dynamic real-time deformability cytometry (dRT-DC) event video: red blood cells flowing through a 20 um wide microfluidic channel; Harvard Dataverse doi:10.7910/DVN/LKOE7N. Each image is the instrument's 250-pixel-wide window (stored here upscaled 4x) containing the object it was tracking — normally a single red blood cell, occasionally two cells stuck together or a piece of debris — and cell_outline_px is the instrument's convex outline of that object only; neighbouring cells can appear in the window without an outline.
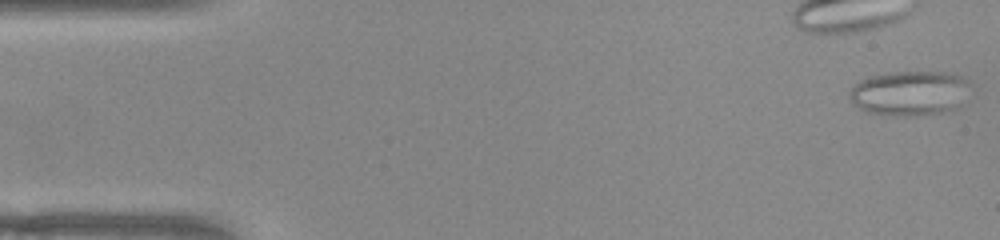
{"species": "common noctule bat (a hibernating species)", "species_latin": "Nyctalus noctula", "temperature_condition": "warm", "stored_images_in_passage": 49, "camera_frame_rate_fps": 3000, "um_per_image_px": 0.085, "animal": {"sex": "female", "body_mass_g": 22.0, "forearm_length_mm": 56.7}, "frame": {"image": 1, "passage_image": 1, "time_ms": 0.0, "image_size_px": [1000, 240], "cell_outline_px": [[968, 84], [960, 104], [956, 108], [944, 112], [916, 116], [888, 116], [864, 112], [852, 104], [848, 96], [848, 92], [860, 80], [868, 76], [888, 72], [952, 72], [964, 76], [968, 80]], "centroid_in_image_um": [77.25, 7.92], "position_along_channel_um": 7.7, "area_um2": 31.96}}
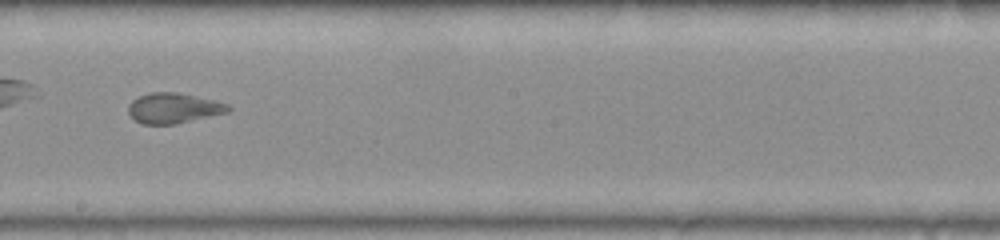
{"frame": {"image": 2, "passage_image": 28, "time_ms": 9.0, "image_size_px": [1000, 240], "cell_outline_px": [[232, 108], [228, 112], [176, 124], [144, 124], [136, 120], [128, 112], [128, 104], [132, 100], [148, 92], [176, 92], [216, 100], [228, 104]], "centroid_in_image_um": [14.76, 9.18], "position_along_channel_um": 233.4, "area_um2": 17.63}}
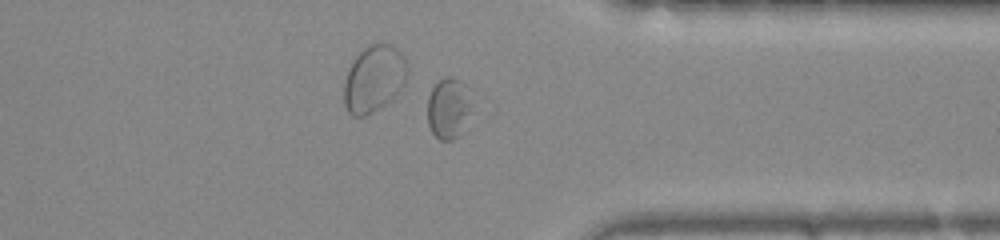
{"frame": {"image": 3, "passage_image": 39, "time_ms": 12.667, "image_size_px": [1000, 240], "cell_outline_px": [[472, 112], [464, 132], [452, 140], [440, 140], [432, 132], [428, 124], [428, 96], [432, 88], [444, 76], [452, 76], [460, 80], [464, 84]], "centroid_in_image_um": [38.13, 9.23], "position_along_channel_um": 373.3, "area_um2": 15.84}, "authors_computed_cell_mechanics": {"area_um2": 21.7906, "velocity_mm_per_s": 3.9327, "shape_relaxation_time_tau1_ms": null, "shape_relaxation_time_tau2_ms": 1.2708, "deformation_change_tau1": null, "deformation_change_tau2": 0.0783}}